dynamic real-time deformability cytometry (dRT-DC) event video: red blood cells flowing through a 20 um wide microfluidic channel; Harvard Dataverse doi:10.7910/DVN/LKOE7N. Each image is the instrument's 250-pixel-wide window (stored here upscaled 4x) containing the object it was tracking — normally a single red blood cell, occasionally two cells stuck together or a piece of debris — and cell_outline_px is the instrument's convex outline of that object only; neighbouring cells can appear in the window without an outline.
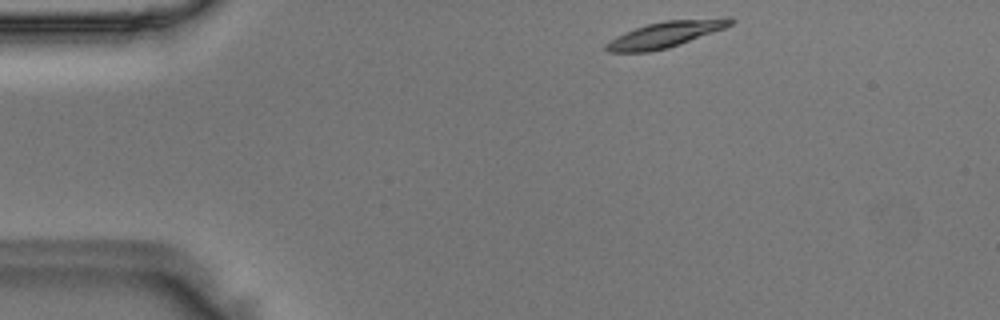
{"species": "Egyptian fruit bat (a non-hibernating species)", "species_latin": "Rousettus aegyptiacus", "temperature_condition": "room temperature", "stored_images_in_passage": 43, "camera_frame_rate_fps": 3000, "um_per_image_px": 0.085, "animal": {"sex": "male"}, "frame": {"image": 1, "passage_image": 1, "time_ms": 0.0, "image_size_px": [1000, 320], "cell_outline_px": [[736, 20], [732, 24], [724, 28], [668, 48], [648, 52], [608, 52], [604, 48], [604, 44], [616, 36], [624, 32], [648, 24], [664, 20], [724, 16], [732, 16]], "centroid_in_image_um": [56.61, 2.89], "position_along_channel_um": 28.4, "area_um2": 19.13}}
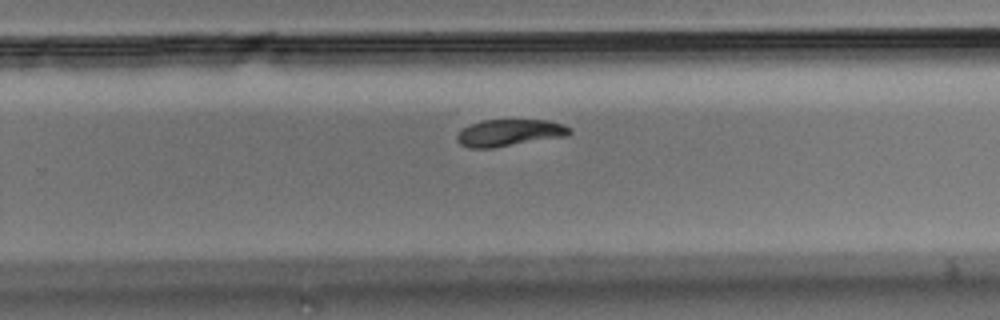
{"frame": {"image": 2, "passage_image": 25, "time_ms": 8.0, "image_size_px": [1000, 320], "cell_outline_px": [[572, 132], [568, 136], [492, 148], [468, 148], [460, 144], [456, 140], [456, 136], [464, 128], [480, 120], [548, 120], [564, 124], [572, 128]], "centroid_in_image_um": [43.34, 11.29], "position_along_channel_um": 286.5, "area_um2": 17.74}}
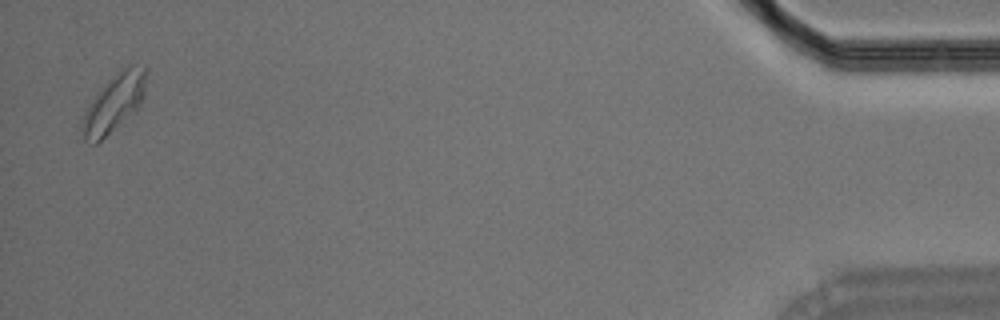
{"frame": {"image": 3, "passage_image": 42, "time_ms": 13.667, "image_size_px": [1000, 320], "cell_outline_px": [[148, 72], [144, 96], [140, 104], [136, 108], [96, 144], [92, 144], [84, 140], [80, 128], [80, 120], [88, 104], [96, 92], [120, 68], [128, 64], [144, 64], [148, 68]], "centroid_in_image_um": [9.69, 8.67], "position_along_channel_um": 425.5, "area_um2": 21.91}}